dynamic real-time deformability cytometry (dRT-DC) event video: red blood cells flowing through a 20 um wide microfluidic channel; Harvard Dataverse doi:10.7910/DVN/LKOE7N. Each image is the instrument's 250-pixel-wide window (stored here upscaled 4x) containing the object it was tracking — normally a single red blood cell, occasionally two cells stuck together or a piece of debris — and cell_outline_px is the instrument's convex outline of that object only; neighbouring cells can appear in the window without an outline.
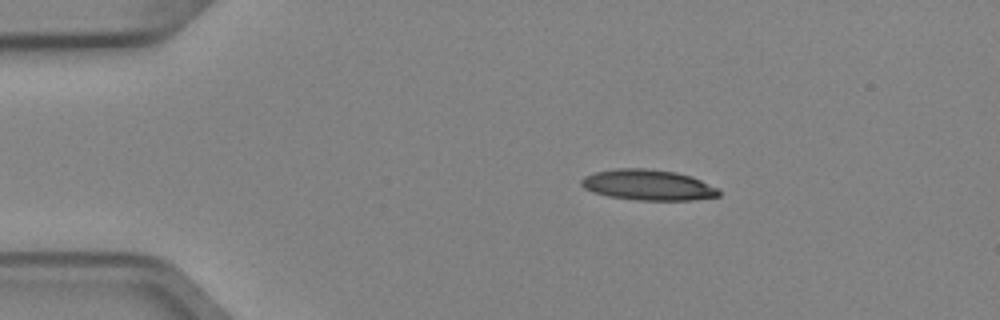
{"species": "Egyptian fruit bat (a non-hibernating species)", "species_latin": "Rousettus aegyptiacus", "temperature_condition": "cold", "stored_images_in_passage": 5, "camera_frame_rate_fps": 3000, "um_per_image_px": 0.085, "animal": {"sex": "female"}, "frame": {"image": 1, "passage_image": 1, "time_ms": 0.0, "image_size_px": [1000, 320], "cell_outline_px": [[720, 196], [692, 200], [636, 200], [608, 196], [592, 192], [584, 188], [580, 184], [580, 180], [584, 176], [596, 172], [616, 168], [648, 168], [676, 172], [692, 176], [720, 188]], "centroid_in_image_um": [55.1, 15.72], "position_along_channel_um": 29.9, "area_um2": 24.85}}
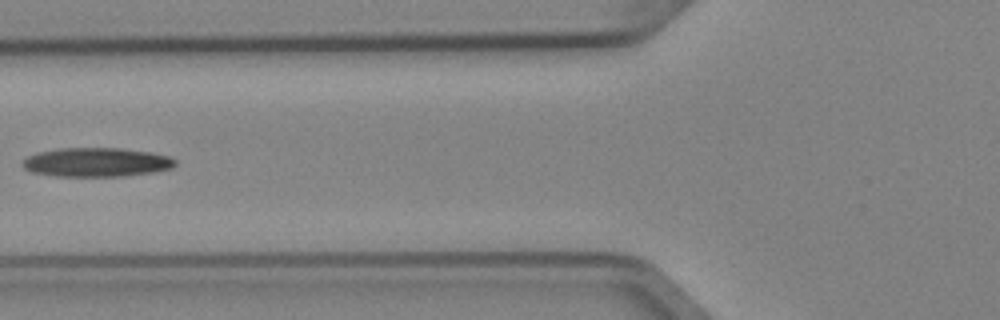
{"frame": {"image": 2, "passage_image": 4, "time_ms": 1.0, "image_size_px": [1000, 320], "cell_outline_px": [[176, 164], [172, 168], [152, 172], [120, 176], [56, 176], [32, 172], [24, 168], [20, 164], [28, 156], [36, 152], [60, 148], [120, 148], [148, 152], [168, 156], [176, 160]], "centroid_in_image_um": [8.16, 13.79], "position_along_channel_um": 117.6, "area_um2": 25.72}}
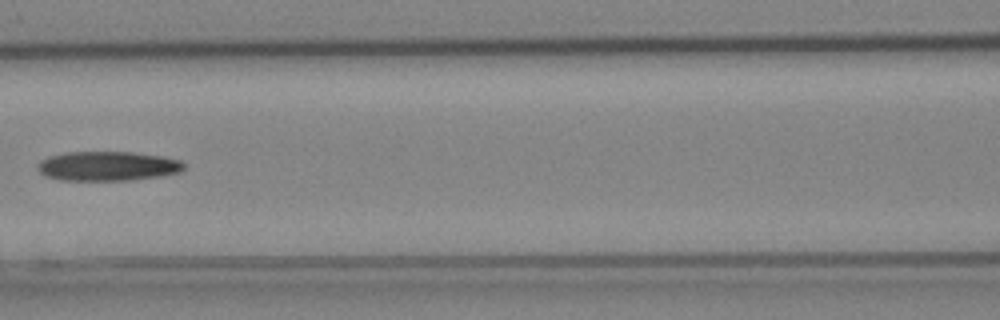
{"frame": {"image": 3, "passage_image": 5, "time_ms": 1.333, "image_size_px": [1000, 320], "cell_outline_px": [[184, 168], [180, 172], [160, 176], [132, 180], [60, 180], [44, 176], [36, 168], [36, 164], [40, 160], [48, 156], [68, 152], [132, 152], [164, 156], [180, 160], [184, 164]], "centroid_in_image_um": [9.12, 14.11], "position_along_channel_um": 157.5, "area_um2": 25.32}}